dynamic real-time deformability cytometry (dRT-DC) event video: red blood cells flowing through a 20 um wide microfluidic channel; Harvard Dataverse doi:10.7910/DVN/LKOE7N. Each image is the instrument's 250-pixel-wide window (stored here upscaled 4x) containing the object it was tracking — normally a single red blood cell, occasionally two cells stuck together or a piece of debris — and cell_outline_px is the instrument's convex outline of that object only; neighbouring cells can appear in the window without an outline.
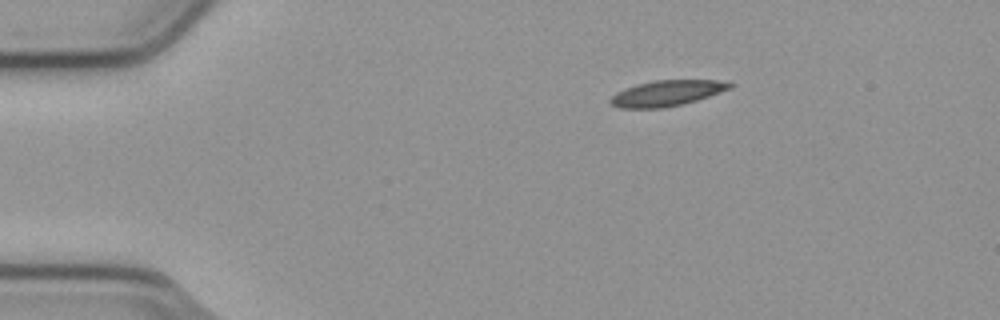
{"species": "common noctule bat (a hibernating species)", "species_latin": "Nyctalus noctula", "temperature_condition": "cold", "stored_images_in_passage": 46, "camera_frame_rate_fps": 3000, "um_per_image_px": 0.085, "animal": {"sex": "male", "body_mass_g": 23.1, "forearm_length_mm": 52.7}, "frame": {"image": 1, "passage_image": 1, "time_ms": 0.0, "image_size_px": [1000, 320], "cell_outline_px": [[736, 84], [732, 88], [696, 100], [664, 108], [620, 108], [612, 104], [608, 100], [616, 92], [624, 88], [636, 84], [652, 80], [716, 80]], "centroid_in_image_um": [56.65, 7.91], "position_along_channel_um": 28.3, "area_um2": 17.86}}
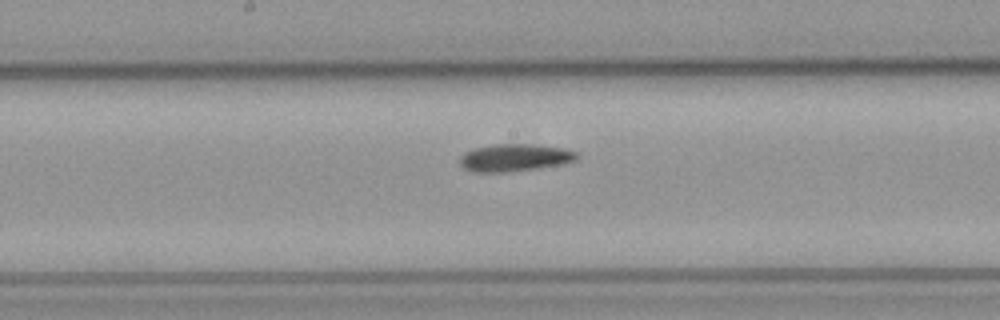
{"frame": {"image": 2, "passage_image": 20, "time_ms": 6.333, "image_size_px": [1000, 320], "cell_outline_px": [[580, 156], [576, 160], [564, 164], [540, 168], [512, 172], [472, 172], [464, 168], [460, 164], [460, 156], [464, 152], [476, 148], [496, 144], [528, 144], [564, 148], [580, 152]], "centroid_in_image_um": [43.8, 13.41], "position_along_channel_um": 204.4, "area_um2": 18.96}}
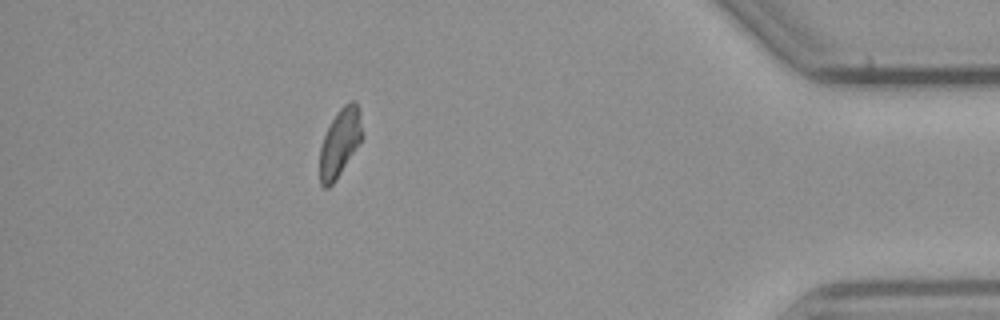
{"frame": {"image": 3, "passage_image": 40, "time_ms": 13.0, "image_size_px": [1000, 320], "cell_outline_px": [[364, 136], [360, 144], [336, 180], [328, 188], [324, 188], [320, 184], [320, 148], [324, 136], [336, 112], [348, 100], [356, 100], [360, 108]], "centroid_in_image_um": [28.94, 12.08], "position_along_channel_um": 406.3, "area_um2": 17.22}}